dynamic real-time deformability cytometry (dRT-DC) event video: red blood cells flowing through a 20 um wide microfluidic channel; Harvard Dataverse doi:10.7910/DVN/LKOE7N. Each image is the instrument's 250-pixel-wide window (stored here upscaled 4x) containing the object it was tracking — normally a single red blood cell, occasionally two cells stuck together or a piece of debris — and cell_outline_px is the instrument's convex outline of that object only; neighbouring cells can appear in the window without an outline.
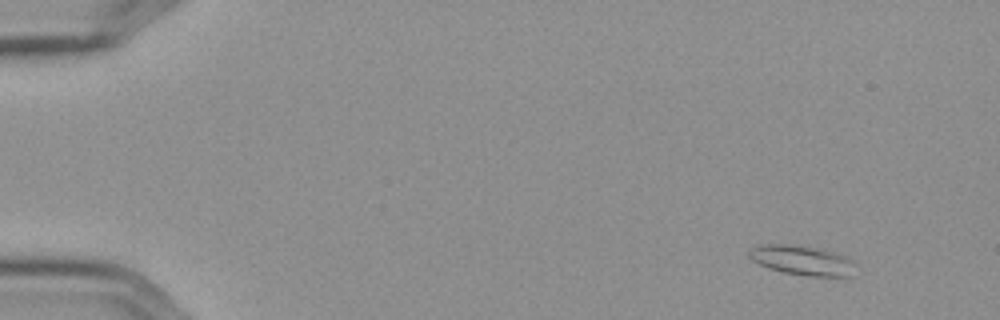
{"species": "Egyptian fruit bat (a non-hibernating species)", "species_latin": "Rousettus aegyptiacus", "temperature_condition": "cold", "stored_images_in_passage": 4, "camera_frame_rate_fps": 3000, "um_per_image_px": 0.085, "frame": {"image": 1, "passage_image": 1, "time_ms": 0.0, "image_size_px": [1000, 320], "cell_outline_px": [[856, 276], [844, 280], [808, 276], [780, 272], [768, 268], [752, 260], [748, 256], [748, 252], [756, 244], [788, 244], [812, 248], [844, 256], [852, 260], [856, 264]], "centroid_in_image_um": [68.28, 22.2], "position_along_channel_um": 16.7, "area_um2": 19.07}}
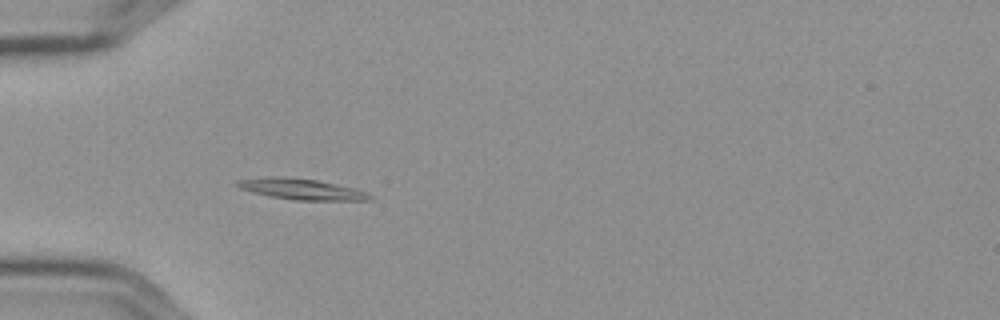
{"frame": {"image": 2, "passage_image": 4, "time_ms": 1.0, "image_size_px": [1000, 320], "cell_outline_px": [[372, 200], [292, 200], [268, 196], [252, 192], [240, 188], [236, 184], [236, 180], [268, 176], [280, 176], [316, 180], [356, 188], [372, 196]], "centroid_in_image_um": [25.58, 16.07], "position_along_channel_um": 59.4, "area_um2": 16.13}}